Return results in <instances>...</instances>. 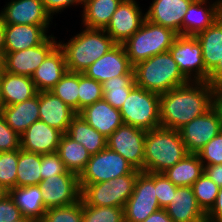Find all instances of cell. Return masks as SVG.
I'll list each match as a JSON object with an SVG mask.
<instances>
[{
	"instance_id": "cell-23",
	"label": "cell",
	"mask_w": 222,
	"mask_h": 222,
	"mask_svg": "<svg viewBox=\"0 0 222 222\" xmlns=\"http://www.w3.org/2000/svg\"><path fill=\"white\" fill-rule=\"evenodd\" d=\"M165 210L173 222H207L190 186L177 187Z\"/></svg>"
},
{
	"instance_id": "cell-13",
	"label": "cell",
	"mask_w": 222,
	"mask_h": 222,
	"mask_svg": "<svg viewBox=\"0 0 222 222\" xmlns=\"http://www.w3.org/2000/svg\"><path fill=\"white\" fill-rule=\"evenodd\" d=\"M45 207H61L81 200L79 175L61 174L48 177L39 184Z\"/></svg>"
},
{
	"instance_id": "cell-40",
	"label": "cell",
	"mask_w": 222,
	"mask_h": 222,
	"mask_svg": "<svg viewBox=\"0 0 222 222\" xmlns=\"http://www.w3.org/2000/svg\"><path fill=\"white\" fill-rule=\"evenodd\" d=\"M18 149L0 152V185L6 190L16 187Z\"/></svg>"
},
{
	"instance_id": "cell-34",
	"label": "cell",
	"mask_w": 222,
	"mask_h": 222,
	"mask_svg": "<svg viewBox=\"0 0 222 222\" xmlns=\"http://www.w3.org/2000/svg\"><path fill=\"white\" fill-rule=\"evenodd\" d=\"M41 154L18 149L16 187L39 185L41 176Z\"/></svg>"
},
{
	"instance_id": "cell-29",
	"label": "cell",
	"mask_w": 222,
	"mask_h": 222,
	"mask_svg": "<svg viewBox=\"0 0 222 222\" xmlns=\"http://www.w3.org/2000/svg\"><path fill=\"white\" fill-rule=\"evenodd\" d=\"M22 216L41 222L47 208L42 199V191L39 185L15 187L8 191Z\"/></svg>"
},
{
	"instance_id": "cell-41",
	"label": "cell",
	"mask_w": 222,
	"mask_h": 222,
	"mask_svg": "<svg viewBox=\"0 0 222 222\" xmlns=\"http://www.w3.org/2000/svg\"><path fill=\"white\" fill-rule=\"evenodd\" d=\"M41 222H83L82 199L71 205L48 208Z\"/></svg>"
},
{
	"instance_id": "cell-50",
	"label": "cell",
	"mask_w": 222,
	"mask_h": 222,
	"mask_svg": "<svg viewBox=\"0 0 222 222\" xmlns=\"http://www.w3.org/2000/svg\"><path fill=\"white\" fill-rule=\"evenodd\" d=\"M207 82L212 87L222 86V58L218 65L209 73Z\"/></svg>"
},
{
	"instance_id": "cell-48",
	"label": "cell",
	"mask_w": 222,
	"mask_h": 222,
	"mask_svg": "<svg viewBox=\"0 0 222 222\" xmlns=\"http://www.w3.org/2000/svg\"><path fill=\"white\" fill-rule=\"evenodd\" d=\"M207 222H222V187H220L213 207L206 213Z\"/></svg>"
},
{
	"instance_id": "cell-32",
	"label": "cell",
	"mask_w": 222,
	"mask_h": 222,
	"mask_svg": "<svg viewBox=\"0 0 222 222\" xmlns=\"http://www.w3.org/2000/svg\"><path fill=\"white\" fill-rule=\"evenodd\" d=\"M122 0H83V23L89 29H105Z\"/></svg>"
},
{
	"instance_id": "cell-6",
	"label": "cell",
	"mask_w": 222,
	"mask_h": 222,
	"mask_svg": "<svg viewBox=\"0 0 222 222\" xmlns=\"http://www.w3.org/2000/svg\"><path fill=\"white\" fill-rule=\"evenodd\" d=\"M124 124L146 131L160 126V95L135 86L120 108Z\"/></svg>"
},
{
	"instance_id": "cell-56",
	"label": "cell",
	"mask_w": 222,
	"mask_h": 222,
	"mask_svg": "<svg viewBox=\"0 0 222 222\" xmlns=\"http://www.w3.org/2000/svg\"><path fill=\"white\" fill-rule=\"evenodd\" d=\"M3 59H4V56L0 53V71L3 70Z\"/></svg>"
},
{
	"instance_id": "cell-36",
	"label": "cell",
	"mask_w": 222,
	"mask_h": 222,
	"mask_svg": "<svg viewBox=\"0 0 222 222\" xmlns=\"http://www.w3.org/2000/svg\"><path fill=\"white\" fill-rule=\"evenodd\" d=\"M50 91L78 114L79 72L67 71Z\"/></svg>"
},
{
	"instance_id": "cell-20",
	"label": "cell",
	"mask_w": 222,
	"mask_h": 222,
	"mask_svg": "<svg viewBox=\"0 0 222 222\" xmlns=\"http://www.w3.org/2000/svg\"><path fill=\"white\" fill-rule=\"evenodd\" d=\"M76 115L73 109L51 91L39 92V120L48 126L58 129L63 134L67 133L69 124Z\"/></svg>"
},
{
	"instance_id": "cell-42",
	"label": "cell",
	"mask_w": 222,
	"mask_h": 222,
	"mask_svg": "<svg viewBox=\"0 0 222 222\" xmlns=\"http://www.w3.org/2000/svg\"><path fill=\"white\" fill-rule=\"evenodd\" d=\"M40 169L42 181L54 175L75 174L66 168L65 164L60 159V155L57 152L50 154H41Z\"/></svg>"
},
{
	"instance_id": "cell-24",
	"label": "cell",
	"mask_w": 222,
	"mask_h": 222,
	"mask_svg": "<svg viewBox=\"0 0 222 222\" xmlns=\"http://www.w3.org/2000/svg\"><path fill=\"white\" fill-rule=\"evenodd\" d=\"M48 26L5 24L4 52H15L40 45L48 36Z\"/></svg>"
},
{
	"instance_id": "cell-38",
	"label": "cell",
	"mask_w": 222,
	"mask_h": 222,
	"mask_svg": "<svg viewBox=\"0 0 222 222\" xmlns=\"http://www.w3.org/2000/svg\"><path fill=\"white\" fill-rule=\"evenodd\" d=\"M83 222H125L124 208L90 206L82 200Z\"/></svg>"
},
{
	"instance_id": "cell-5",
	"label": "cell",
	"mask_w": 222,
	"mask_h": 222,
	"mask_svg": "<svg viewBox=\"0 0 222 222\" xmlns=\"http://www.w3.org/2000/svg\"><path fill=\"white\" fill-rule=\"evenodd\" d=\"M179 34L145 19L142 26L122 45L133 66L154 55L169 51Z\"/></svg>"
},
{
	"instance_id": "cell-31",
	"label": "cell",
	"mask_w": 222,
	"mask_h": 222,
	"mask_svg": "<svg viewBox=\"0 0 222 222\" xmlns=\"http://www.w3.org/2000/svg\"><path fill=\"white\" fill-rule=\"evenodd\" d=\"M204 173V164L198 154L188 153L163 174L177 187L192 186Z\"/></svg>"
},
{
	"instance_id": "cell-16",
	"label": "cell",
	"mask_w": 222,
	"mask_h": 222,
	"mask_svg": "<svg viewBox=\"0 0 222 222\" xmlns=\"http://www.w3.org/2000/svg\"><path fill=\"white\" fill-rule=\"evenodd\" d=\"M134 66L131 64L122 44H116L107 53L100 57L83 71L100 83L123 75H134Z\"/></svg>"
},
{
	"instance_id": "cell-1",
	"label": "cell",
	"mask_w": 222,
	"mask_h": 222,
	"mask_svg": "<svg viewBox=\"0 0 222 222\" xmlns=\"http://www.w3.org/2000/svg\"><path fill=\"white\" fill-rule=\"evenodd\" d=\"M191 83L160 94L161 127L178 131L213 106V87L203 81Z\"/></svg>"
},
{
	"instance_id": "cell-12",
	"label": "cell",
	"mask_w": 222,
	"mask_h": 222,
	"mask_svg": "<svg viewBox=\"0 0 222 222\" xmlns=\"http://www.w3.org/2000/svg\"><path fill=\"white\" fill-rule=\"evenodd\" d=\"M169 52L177 63L179 70L190 82L193 76V81L205 82V64L202 57V47L195 36L178 35ZM193 72L195 75H193Z\"/></svg>"
},
{
	"instance_id": "cell-44",
	"label": "cell",
	"mask_w": 222,
	"mask_h": 222,
	"mask_svg": "<svg viewBox=\"0 0 222 222\" xmlns=\"http://www.w3.org/2000/svg\"><path fill=\"white\" fill-rule=\"evenodd\" d=\"M155 189L157 201L161 209H165L174 197L177 186L163 173H155Z\"/></svg>"
},
{
	"instance_id": "cell-53",
	"label": "cell",
	"mask_w": 222,
	"mask_h": 222,
	"mask_svg": "<svg viewBox=\"0 0 222 222\" xmlns=\"http://www.w3.org/2000/svg\"><path fill=\"white\" fill-rule=\"evenodd\" d=\"M5 48V24L0 16V53L4 56Z\"/></svg>"
},
{
	"instance_id": "cell-35",
	"label": "cell",
	"mask_w": 222,
	"mask_h": 222,
	"mask_svg": "<svg viewBox=\"0 0 222 222\" xmlns=\"http://www.w3.org/2000/svg\"><path fill=\"white\" fill-rule=\"evenodd\" d=\"M103 99L112 107L119 109L127 99L130 91L136 86L134 75L112 77L102 83Z\"/></svg>"
},
{
	"instance_id": "cell-4",
	"label": "cell",
	"mask_w": 222,
	"mask_h": 222,
	"mask_svg": "<svg viewBox=\"0 0 222 222\" xmlns=\"http://www.w3.org/2000/svg\"><path fill=\"white\" fill-rule=\"evenodd\" d=\"M104 29H89L74 36L67 44L59 42L63 50L67 71L79 72L88 68L116 45Z\"/></svg>"
},
{
	"instance_id": "cell-17",
	"label": "cell",
	"mask_w": 222,
	"mask_h": 222,
	"mask_svg": "<svg viewBox=\"0 0 222 222\" xmlns=\"http://www.w3.org/2000/svg\"><path fill=\"white\" fill-rule=\"evenodd\" d=\"M62 132L38 120L20 135V148L27 152L50 154L58 151Z\"/></svg>"
},
{
	"instance_id": "cell-30",
	"label": "cell",
	"mask_w": 222,
	"mask_h": 222,
	"mask_svg": "<svg viewBox=\"0 0 222 222\" xmlns=\"http://www.w3.org/2000/svg\"><path fill=\"white\" fill-rule=\"evenodd\" d=\"M66 134L74 141L81 143L90 155H95L107 147V138L78 114L70 122Z\"/></svg>"
},
{
	"instance_id": "cell-28",
	"label": "cell",
	"mask_w": 222,
	"mask_h": 222,
	"mask_svg": "<svg viewBox=\"0 0 222 222\" xmlns=\"http://www.w3.org/2000/svg\"><path fill=\"white\" fill-rule=\"evenodd\" d=\"M195 37L202 47V57L205 64V82H207L209 73L218 65L222 58V16Z\"/></svg>"
},
{
	"instance_id": "cell-49",
	"label": "cell",
	"mask_w": 222,
	"mask_h": 222,
	"mask_svg": "<svg viewBox=\"0 0 222 222\" xmlns=\"http://www.w3.org/2000/svg\"><path fill=\"white\" fill-rule=\"evenodd\" d=\"M204 173L219 187H222V164L206 165Z\"/></svg>"
},
{
	"instance_id": "cell-3",
	"label": "cell",
	"mask_w": 222,
	"mask_h": 222,
	"mask_svg": "<svg viewBox=\"0 0 222 222\" xmlns=\"http://www.w3.org/2000/svg\"><path fill=\"white\" fill-rule=\"evenodd\" d=\"M133 70L136 86L159 95L189 82L169 51L139 62Z\"/></svg>"
},
{
	"instance_id": "cell-7",
	"label": "cell",
	"mask_w": 222,
	"mask_h": 222,
	"mask_svg": "<svg viewBox=\"0 0 222 222\" xmlns=\"http://www.w3.org/2000/svg\"><path fill=\"white\" fill-rule=\"evenodd\" d=\"M140 172L135 170L131 174L116 177L110 181L80 185L81 199L90 206L124 208L133 193Z\"/></svg>"
},
{
	"instance_id": "cell-9",
	"label": "cell",
	"mask_w": 222,
	"mask_h": 222,
	"mask_svg": "<svg viewBox=\"0 0 222 222\" xmlns=\"http://www.w3.org/2000/svg\"><path fill=\"white\" fill-rule=\"evenodd\" d=\"M159 209L161 208L156 197L155 173L141 171L133 193L124 207L125 222H143Z\"/></svg>"
},
{
	"instance_id": "cell-8",
	"label": "cell",
	"mask_w": 222,
	"mask_h": 222,
	"mask_svg": "<svg viewBox=\"0 0 222 222\" xmlns=\"http://www.w3.org/2000/svg\"><path fill=\"white\" fill-rule=\"evenodd\" d=\"M136 169L120 154L108 147L91 155L85 169L79 175V184L88 185L110 181L131 174Z\"/></svg>"
},
{
	"instance_id": "cell-27",
	"label": "cell",
	"mask_w": 222,
	"mask_h": 222,
	"mask_svg": "<svg viewBox=\"0 0 222 222\" xmlns=\"http://www.w3.org/2000/svg\"><path fill=\"white\" fill-rule=\"evenodd\" d=\"M0 113L7 125L18 135H22L30 125L39 120V92L21 103L0 106Z\"/></svg>"
},
{
	"instance_id": "cell-11",
	"label": "cell",
	"mask_w": 222,
	"mask_h": 222,
	"mask_svg": "<svg viewBox=\"0 0 222 222\" xmlns=\"http://www.w3.org/2000/svg\"><path fill=\"white\" fill-rule=\"evenodd\" d=\"M146 132L123 124L107 138V147L124 157L136 170L143 171Z\"/></svg>"
},
{
	"instance_id": "cell-51",
	"label": "cell",
	"mask_w": 222,
	"mask_h": 222,
	"mask_svg": "<svg viewBox=\"0 0 222 222\" xmlns=\"http://www.w3.org/2000/svg\"><path fill=\"white\" fill-rule=\"evenodd\" d=\"M143 222H173L165 209H159L149 215Z\"/></svg>"
},
{
	"instance_id": "cell-55",
	"label": "cell",
	"mask_w": 222,
	"mask_h": 222,
	"mask_svg": "<svg viewBox=\"0 0 222 222\" xmlns=\"http://www.w3.org/2000/svg\"><path fill=\"white\" fill-rule=\"evenodd\" d=\"M8 194V190H6L2 185H0V200L3 199Z\"/></svg>"
},
{
	"instance_id": "cell-52",
	"label": "cell",
	"mask_w": 222,
	"mask_h": 222,
	"mask_svg": "<svg viewBox=\"0 0 222 222\" xmlns=\"http://www.w3.org/2000/svg\"><path fill=\"white\" fill-rule=\"evenodd\" d=\"M213 106L222 119V86L213 87Z\"/></svg>"
},
{
	"instance_id": "cell-10",
	"label": "cell",
	"mask_w": 222,
	"mask_h": 222,
	"mask_svg": "<svg viewBox=\"0 0 222 222\" xmlns=\"http://www.w3.org/2000/svg\"><path fill=\"white\" fill-rule=\"evenodd\" d=\"M188 153L197 154L211 139L222 131V119L212 106L203 115L178 130Z\"/></svg>"
},
{
	"instance_id": "cell-15",
	"label": "cell",
	"mask_w": 222,
	"mask_h": 222,
	"mask_svg": "<svg viewBox=\"0 0 222 222\" xmlns=\"http://www.w3.org/2000/svg\"><path fill=\"white\" fill-rule=\"evenodd\" d=\"M141 12L135 0H122L104 29L105 32L116 44H123L140 29L146 19Z\"/></svg>"
},
{
	"instance_id": "cell-14",
	"label": "cell",
	"mask_w": 222,
	"mask_h": 222,
	"mask_svg": "<svg viewBox=\"0 0 222 222\" xmlns=\"http://www.w3.org/2000/svg\"><path fill=\"white\" fill-rule=\"evenodd\" d=\"M58 44L54 36H48L38 46L21 51L4 52L3 70L31 77Z\"/></svg>"
},
{
	"instance_id": "cell-45",
	"label": "cell",
	"mask_w": 222,
	"mask_h": 222,
	"mask_svg": "<svg viewBox=\"0 0 222 222\" xmlns=\"http://www.w3.org/2000/svg\"><path fill=\"white\" fill-rule=\"evenodd\" d=\"M20 149V135H18L0 113V152H11Z\"/></svg>"
},
{
	"instance_id": "cell-21",
	"label": "cell",
	"mask_w": 222,
	"mask_h": 222,
	"mask_svg": "<svg viewBox=\"0 0 222 222\" xmlns=\"http://www.w3.org/2000/svg\"><path fill=\"white\" fill-rule=\"evenodd\" d=\"M206 1L194 0L190 4L182 21V35L196 36L222 16V0L215 1L208 9L202 6Z\"/></svg>"
},
{
	"instance_id": "cell-57",
	"label": "cell",
	"mask_w": 222,
	"mask_h": 222,
	"mask_svg": "<svg viewBox=\"0 0 222 222\" xmlns=\"http://www.w3.org/2000/svg\"><path fill=\"white\" fill-rule=\"evenodd\" d=\"M0 94H1V71H0Z\"/></svg>"
},
{
	"instance_id": "cell-25",
	"label": "cell",
	"mask_w": 222,
	"mask_h": 222,
	"mask_svg": "<svg viewBox=\"0 0 222 222\" xmlns=\"http://www.w3.org/2000/svg\"><path fill=\"white\" fill-rule=\"evenodd\" d=\"M38 91L31 77L1 71L0 106H9L29 100Z\"/></svg>"
},
{
	"instance_id": "cell-46",
	"label": "cell",
	"mask_w": 222,
	"mask_h": 222,
	"mask_svg": "<svg viewBox=\"0 0 222 222\" xmlns=\"http://www.w3.org/2000/svg\"><path fill=\"white\" fill-rule=\"evenodd\" d=\"M22 217L21 211L9 194L0 200V222L17 221Z\"/></svg>"
},
{
	"instance_id": "cell-39",
	"label": "cell",
	"mask_w": 222,
	"mask_h": 222,
	"mask_svg": "<svg viewBox=\"0 0 222 222\" xmlns=\"http://www.w3.org/2000/svg\"><path fill=\"white\" fill-rule=\"evenodd\" d=\"M103 99L102 83L79 73L78 113L85 107Z\"/></svg>"
},
{
	"instance_id": "cell-43",
	"label": "cell",
	"mask_w": 222,
	"mask_h": 222,
	"mask_svg": "<svg viewBox=\"0 0 222 222\" xmlns=\"http://www.w3.org/2000/svg\"><path fill=\"white\" fill-rule=\"evenodd\" d=\"M200 160L206 165L222 164V131L211 139L198 153Z\"/></svg>"
},
{
	"instance_id": "cell-18",
	"label": "cell",
	"mask_w": 222,
	"mask_h": 222,
	"mask_svg": "<svg viewBox=\"0 0 222 222\" xmlns=\"http://www.w3.org/2000/svg\"><path fill=\"white\" fill-rule=\"evenodd\" d=\"M4 24L48 26L52 18L42 0H13L0 13Z\"/></svg>"
},
{
	"instance_id": "cell-33",
	"label": "cell",
	"mask_w": 222,
	"mask_h": 222,
	"mask_svg": "<svg viewBox=\"0 0 222 222\" xmlns=\"http://www.w3.org/2000/svg\"><path fill=\"white\" fill-rule=\"evenodd\" d=\"M57 153L66 168L77 175L85 169L91 156L81 143L74 141L66 133L61 136Z\"/></svg>"
},
{
	"instance_id": "cell-37",
	"label": "cell",
	"mask_w": 222,
	"mask_h": 222,
	"mask_svg": "<svg viewBox=\"0 0 222 222\" xmlns=\"http://www.w3.org/2000/svg\"><path fill=\"white\" fill-rule=\"evenodd\" d=\"M191 187L198 206L206 214L213 207L220 187L205 173Z\"/></svg>"
},
{
	"instance_id": "cell-54",
	"label": "cell",
	"mask_w": 222,
	"mask_h": 222,
	"mask_svg": "<svg viewBox=\"0 0 222 222\" xmlns=\"http://www.w3.org/2000/svg\"><path fill=\"white\" fill-rule=\"evenodd\" d=\"M11 222H37L35 219L33 218H29V217H22L17 221H11Z\"/></svg>"
},
{
	"instance_id": "cell-47",
	"label": "cell",
	"mask_w": 222,
	"mask_h": 222,
	"mask_svg": "<svg viewBox=\"0 0 222 222\" xmlns=\"http://www.w3.org/2000/svg\"><path fill=\"white\" fill-rule=\"evenodd\" d=\"M46 12L52 16L53 13L60 12L64 8L76 4L83 3V0H42Z\"/></svg>"
},
{
	"instance_id": "cell-2",
	"label": "cell",
	"mask_w": 222,
	"mask_h": 222,
	"mask_svg": "<svg viewBox=\"0 0 222 222\" xmlns=\"http://www.w3.org/2000/svg\"><path fill=\"white\" fill-rule=\"evenodd\" d=\"M188 154L177 130L159 127L146 132L143 172L163 173Z\"/></svg>"
},
{
	"instance_id": "cell-22",
	"label": "cell",
	"mask_w": 222,
	"mask_h": 222,
	"mask_svg": "<svg viewBox=\"0 0 222 222\" xmlns=\"http://www.w3.org/2000/svg\"><path fill=\"white\" fill-rule=\"evenodd\" d=\"M78 115L106 138L124 124L120 110L104 99L85 107Z\"/></svg>"
},
{
	"instance_id": "cell-26",
	"label": "cell",
	"mask_w": 222,
	"mask_h": 222,
	"mask_svg": "<svg viewBox=\"0 0 222 222\" xmlns=\"http://www.w3.org/2000/svg\"><path fill=\"white\" fill-rule=\"evenodd\" d=\"M67 72L63 50L57 46L31 76L38 92L50 91Z\"/></svg>"
},
{
	"instance_id": "cell-19",
	"label": "cell",
	"mask_w": 222,
	"mask_h": 222,
	"mask_svg": "<svg viewBox=\"0 0 222 222\" xmlns=\"http://www.w3.org/2000/svg\"><path fill=\"white\" fill-rule=\"evenodd\" d=\"M194 0H154L147 13L150 22L174 30L182 35V21Z\"/></svg>"
}]
</instances>
